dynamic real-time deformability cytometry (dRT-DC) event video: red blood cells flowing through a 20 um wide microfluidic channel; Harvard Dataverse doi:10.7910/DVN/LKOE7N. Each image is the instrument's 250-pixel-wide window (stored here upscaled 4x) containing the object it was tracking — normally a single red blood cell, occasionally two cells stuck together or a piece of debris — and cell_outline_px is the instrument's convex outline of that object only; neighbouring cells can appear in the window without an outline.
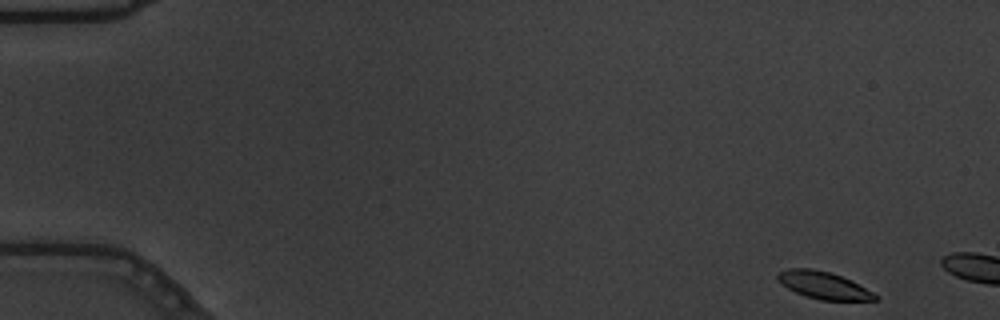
{"species": "common noctule bat (a hibernating species)", "species_latin": "Nyctalus noctula", "temperature_condition": "warm", "stored_images_in_passage": 8, "camera_frame_rate_fps": 3000, "um_per_image_px": 0.085, "animal": {"sex": "male", "body_mass_g": 19.5, "forearm_length_mm": 54.6}, "frame": {"image": 1, "passage_image": 1, "time_ms": 0.0, "image_size_px": [1000, 320], "cell_outline_px": [[880, 296], [876, 300], [820, 300], [796, 292], [788, 288], [776, 276], [780, 272], [788, 268], [812, 268], [828, 272], [840, 276]], "centroid_in_image_um": [70.0, 24.25], "position_along_channel_um": 15.0, "area_um2": 14.91}}